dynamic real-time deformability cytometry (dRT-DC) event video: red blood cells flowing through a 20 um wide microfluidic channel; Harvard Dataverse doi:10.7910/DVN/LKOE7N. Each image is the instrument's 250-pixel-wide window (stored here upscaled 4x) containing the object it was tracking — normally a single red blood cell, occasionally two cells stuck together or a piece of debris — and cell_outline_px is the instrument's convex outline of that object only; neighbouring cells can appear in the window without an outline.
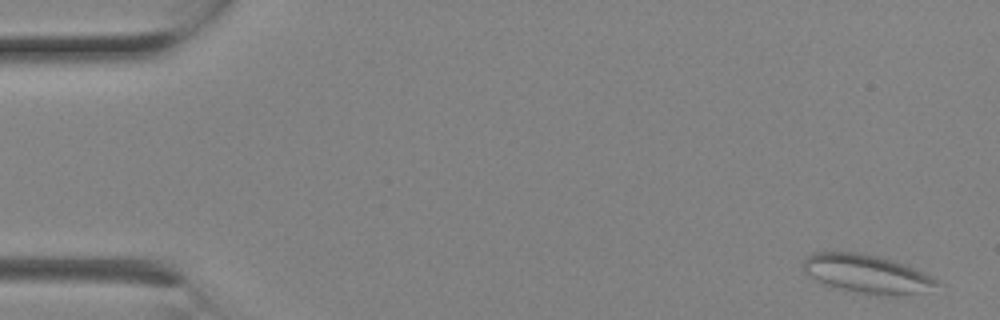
{"species": "Egyptian fruit bat (a non-hibernating species)", "species_latin": "Rousettus aegyptiacus", "temperature_condition": "room temperature", "stored_images_in_passage": 6, "camera_frame_rate_fps": 3000, "um_per_image_px": 0.085, "animal": {"sex": "female"}, "frame": {"image": 1, "passage_image": 1, "time_ms": 0.0, "image_size_px": [1000, 320], "cell_outline_px": [[944, 284], [928, 292], [864, 292], [844, 288], [828, 284], [804, 272], [804, 260], [812, 252], [860, 252], [880, 256], [896, 260], [932, 276]], "centroid_in_image_um": [73.76, 23.2], "position_along_channel_um": 11.2, "area_um2": 28.78}}